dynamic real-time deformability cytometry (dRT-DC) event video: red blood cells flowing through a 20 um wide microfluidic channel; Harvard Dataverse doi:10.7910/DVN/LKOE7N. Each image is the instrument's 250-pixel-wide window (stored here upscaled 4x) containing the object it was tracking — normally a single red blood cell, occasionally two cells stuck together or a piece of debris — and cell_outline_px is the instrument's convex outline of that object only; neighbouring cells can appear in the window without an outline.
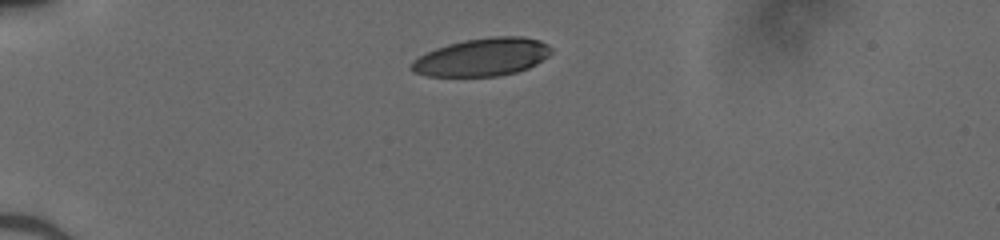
{"species": "human", "species_latin": "Homo sapiens", "temperature_condition": "cold", "stored_images_in_passage": 28, "camera_frame_rate_fps": 3000, "um_per_image_px": 0.085, "donor": {"sex": "male"}, "frame": {"image": 1, "passage_image": 1, "time_ms": 0.0, "image_size_px": [1000, 240], "cell_outline_px": [[552, 52], [548, 56], [536, 64], [528, 68], [516, 72], [496, 76], [428, 76], [412, 72], [408, 68], [408, 64], [412, 60], [436, 48], [448, 44], [464, 40], [492, 36], [520, 36], [540, 40], [548, 44], [552, 48]], "centroid_in_image_um": [40.97, 4.85], "position_along_channel_um": 44.0, "area_um2": 31.04}}
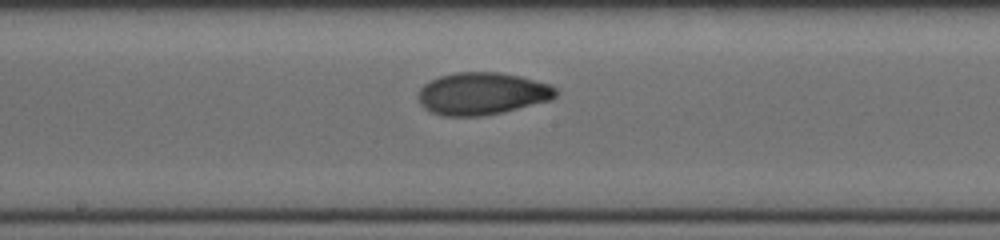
{"frame": {"image": 2, "passage_image": 16, "time_ms": 5.0, "image_size_px": [1000, 240], "cell_outline_px": [[560, 92], [552, 100], [484, 116], [444, 116], [432, 112], [424, 108], [420, 104], [416, 96], [420, 88], [424, 84], [440, 76], [456, 72], [500, 72], [520, 76], [552, 84]], "centroid_in_image_um": [41.0, 7.95], "position_along_channel_um": 207.2, "area_um2": 34.22}}
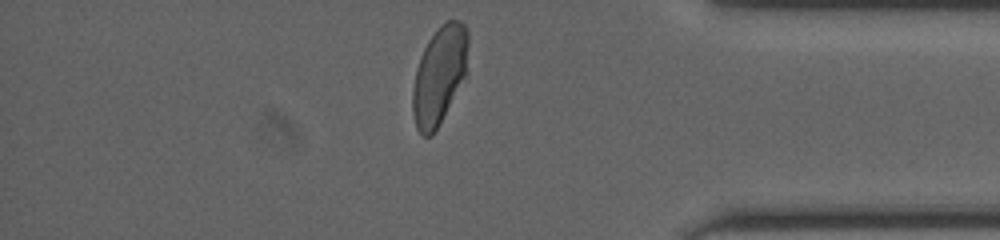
{"frame": {"image": 3, "passage_image": 27, "time_ms": 8.667, "image_size_px": [1000, 240], "cell_outline_px": [[468, 44], [464, 76], [432, 136], [424, 136], [416, 128], [412, 112], [412, 88], [416, 68], [420, 56], [428, 40], [436, 28], [440, 24], [448, 20], [460, 20], [464, 24], [468, 32]], "centroid_in_image_um": [37.3, 6.34], "position_along_channel_um": 397.9, "area_um2": 31.21}}